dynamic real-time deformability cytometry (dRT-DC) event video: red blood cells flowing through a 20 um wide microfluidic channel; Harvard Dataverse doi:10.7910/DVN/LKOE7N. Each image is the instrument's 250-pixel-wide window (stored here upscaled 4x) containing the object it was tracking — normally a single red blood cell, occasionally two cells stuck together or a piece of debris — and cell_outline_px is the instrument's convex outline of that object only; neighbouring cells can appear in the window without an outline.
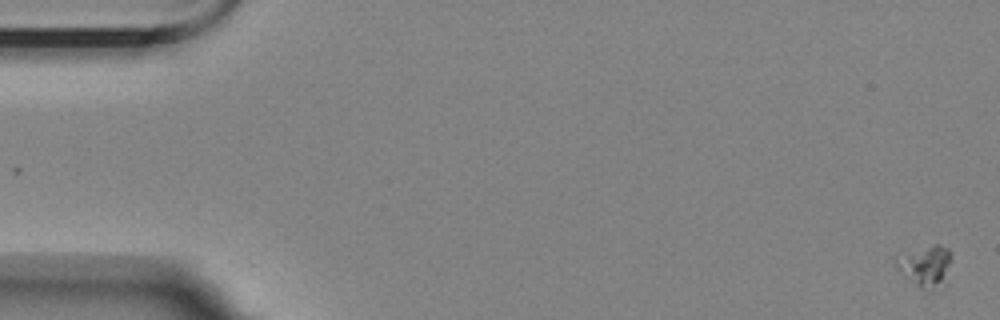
{"species": "Egyptian fruit bat (a non-hibernating species)", "species_latin": "Rousettus aegyptiacus", "temperature_condition": "room temperature", "stored_images_in_passage": 60, "camera_frame_rate_fps": 3000, "um_per_image_px": 0.085, "animal": {"sex": "female"}, "frame": {"image": 1, "passage_image": 1, "time_ms": 0.0, "image_size_px": [1000, 320], "cell_outline_px": [[952, 256], [944, 288], [940, 292], [924, 292], [896, 268], [896, 260], [936, 244], [940, 244], [948, 248]], "centroid_in_image_um": [78.8, 22.76], "position_along_channel_um": 6.2, "area_um2": 13.12}}
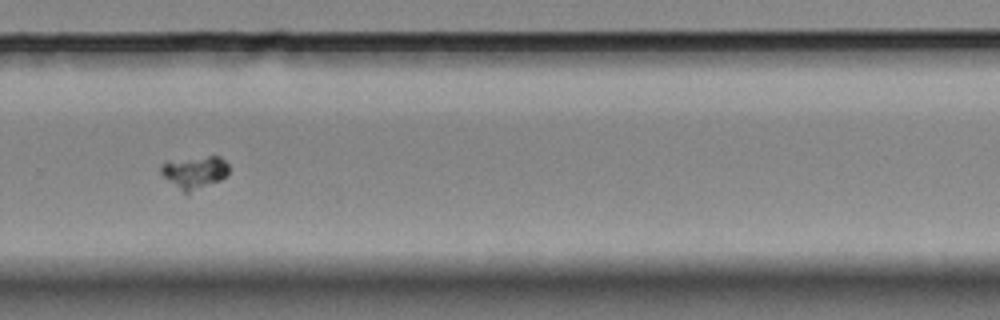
{"frame": {"image": 2, "passage_image": 41, "time_ms": 13.333, "image_size_px": [1000, 320], "cell_outline_px": [[228, 176], [220, 180], [188, 192], [184, 192], [168, 180], [160, 172], [160, 164], [208, 156], [220, 156], [228, 164]], "centroid_in_image_um": [16.59, 14.64], "position_along_channel_um": 313.2, "area_um2": 12.25}}
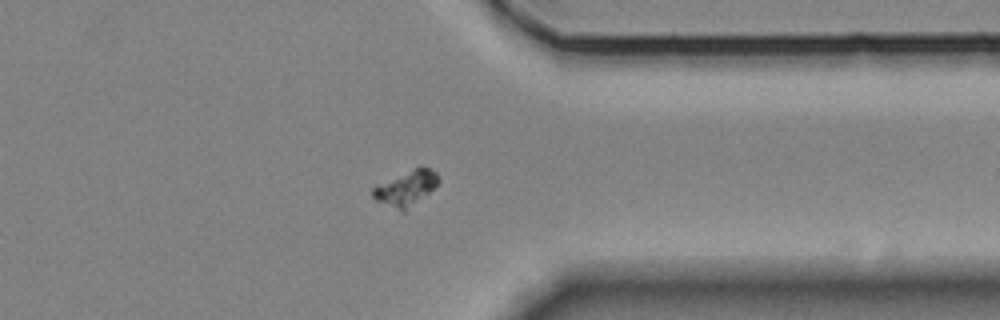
{"frame": {"image": 3, "passage_image": 47, "time_ms": 15.333, "image_size_px": [1000, 320], "cell_outline_px": [[440, 180], [428, 192], [404, 212], [376, 200], [372, 196], [372, 188], [376, 184], [416, 168], [428, 168], [436, 172]], "centroid_in_image_um": [34.47, 16.0], "position_along_channel_um": 376.9, "area_um2": 12.83}}